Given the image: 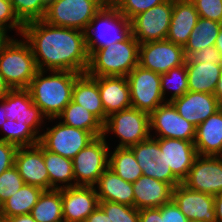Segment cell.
I'll return each instance as SVG.
<instances>
[{
  "mask_svg": "<svg viewBox=\"0 0 222 222\" xmlns=\"http://www.w3.org/2000/svg\"><path fill=\"white\" fill-rule=\"evenodd\" d=\"M106 137H96L72 159L75 186H94L108 168L110 147Z\"/></svg>",
  "mask_w": 222,
  "mask_h": 222,
  "instance_id": "obj_8",
  "label": "cell"
},
{
  "mask_svg": "<svg viewBox=\"0 0 222 222\" xmlns=\"http://www.w3.org/2000/svg\"><path fill=\"white\" fill-rule=\"evenodd\" d=\"M214 95L217 97L219 102L222 104V64H221V75H220Z\"/></svg>",
  "mask_w": 222,
  "mask_h": 222,
  "instance_id": "obj_53",
  "label": "cell"
},
{
  "mask_svg": "<svg viewBox=\"0 0 222 222\" xmlns=\"http://www.w3.org/2000/svg\"><path fill=\"white\" fill-rule=\"evenodd\" d=\"M1 128L5 130V134L0 140L17 147L33 146L40 142V135L27 124L18 123L16 120L7 119Z\"/></svg>",
  "mask_w": 222,
  "mask_h": 222,
  "instance_id": "obj_34",
  "label": "cell"
},
{
  "mask_svg": "<svg viewBox=\"0 0 222 222\" xmlns=\"http://www.w3.org/2000/svg\"><path fill=\"white\" fill-rule=\"evenodd\" d=\"M182 184L212 196L222 194V156L198 155Z\"/></svg>",
  "mask_w": 222,
  "mask_h": 222,
  "instance_id": "obj_13",
  "label": "cell"
},
{
  "mask_svg": "<svg viewBox=\"0 0 222 222\" xmlns=\"http://www.w3.org/2000/svg\"><path fill=\"white\" fill-rule=\"evenodd\" d=\"M169 2H172V3H176V2H190L192 0H167Z\"/></svg>",
  "mask_w": 222,
  "mask_h": 222,
  "instance_id": "obj_56",
  "label": "cell"
},
{
  "mask_svg": "<svg viewBox=\"0 0 222 222\" xmlns=\"http://www.w3.org/2000/svg\"><path fill=\"white\" fill-rule=\"evenodd\" d=\"M20 36L29 43L38 70L86 73L89 52L85 32L53 26L42 19L25 23Z\"/></svg>",
  "mask_w": 222,
  "mask_h": 222,
  "instance_id": "obj_1",
  "label": "cell"
},
{
  "mask_svg": "<svg viewBox=\"0 0 222 222\" xmlns=\"http://www.w3.org/2000/svg\"><path fill=\"white\" fill-rule=\"evenodd\" d=\"M215 46L222 56V27L218 33V37L216 38Z\"/></svg>",
  "mask_w": 222,
  "mask_h": 222,
  "instance_id": "obj_55",
  "label": "cell"
},
{
  "mask_svg": "<svg viewBox=\"0 0 222 222\" xmlns=\"http://www.w3.org/2000/svg\"><path fill=\"white\" fill-rule=\"evenodd\" d=\"M151 177L161 182L170 184L173 188L178 184L182 183L171 171L166 167L159 166V163L153 161L151 168Z\"/></svg>",
  "mask_w": 222,
  "mask_h": 222,
  "instance_id": "obj_46",
  "label": "cell"
},
{
  "mask_svg": "<svg viewBox=\"0 0 222 222\" xmlns=\"http://www.w3.org/2000/svg\"><path fill=\"white\" fill-rule=\"evenodd\" d=\"M109 153L110 168L114 173L127 182L134 183L143 175L133 151L129 147H116Z\"/></svg>",
  "mask_w": 222,
  "mask_h": 222,
  "instance_id": "obj_33",
  "label": "cell"
},
{
  "mask_svg": "<svg viewBox=\"0 0 222 222\" xmlns=\"http://www.w3.org/2000/svg\"><path fill=\"white\" fill-rule=\"evenodd\" d=\"M6 118L27 124L38 135L44 119H47L40 108L33 103L27 89H12L5 96Z\"/></svg>",
  "mask_w": 222,
  "mask_h": 222,
  "instance_id": "obj_20",
  "label": "cell"
},
{
  "mask_svg": "<svg viewBox=\"0 0 222 222\" xmlns=\"http://www.w3.org/2000/svg\"><path fill=\"white\" fill-rule=\"evenodd\" d=\"M139 46L131 35L125 41L93 50L86 73L92 77L127 76L139 64Z\"/></svg>",
  "mask_w": 222,
  "mask_h": 222,
  "instance_id": "obj_3",
  "label": "cell"
},
{
  "mask_svg": "<svg viewBox=\"0 0 222 222\" xmlns=\"http://www.w3.org/2000/svg\"><path fill=\"white\" fill-rule=\"evenodd\" d=\"M172 199L188 220L217 222L214 196L191 190L180 183L173 188Z\"/></svg>",
  "mask_w": 222,
  "mask_h": 222,
  "instance_id": "obj_17",
  "label": "cell"
},
{
  "mask_svg": "<svg viewBox=\"0 0 222 222\" xmlns=\"http://www.w3.org/2000/svg\"><path fill=\"white\" fill-rule=\"evenodd\" d=\"M12 89L4 80V77L0 73V100L3 99Z\"/></svg>",
  "mask_w": 222,
  "mask_h": 222,
  "instance_id": "obj_52",
  "label": "cell"
},
{
  "mask_svg": "<svg viewBox=\"0 0 222 222\" xmlns=\"http://www.w3.org/2000/svg\"><path fill=\"white\" fill-rule=\"evenodd\" d=\"M187 63L212 62L222 64V56L216 46L206 47L204 49L192 52L187 58Z\"/></svg>",
  "mask_w": 222,
  "mask_h": 222,
  "instance_id": "obj_43",
  "label": "cell"
},
{
  "mask_svg": "<svg viewBox=\"0 0 222 222\" xmlns=\"http://www.w3.org/2000/svg\"><path fill=\"white\" fill-rule=\"evenodd\" d=\"M150 130L153 138H176L194 142L196 126L179 115L171 102H165L150 115Z\"/></svg>",
  "mask_w": 222,
  "mask_h": 222,
  "instance_id": "obj_15",
  "label": "cell"
},
{
  "mask_svg": "<svg viewBox=\"0 0 222 222\" xmlns=\"http://www.w3.org/2000/svg\"><path fill=\"white\" fill-rule=\"evenodd\" d=\"M163 222H187L188 218L180 211L178 205L172 199L161 206Z\"/></svg>",
  "mask_w": 222,
  "mask_h": 222,
  "instance_id": "obj_45",
  "label": "cell"
},
{
  "mask_svg": "<svg viewBox=\"0 0 222 222\" xmlns=\"http://www.w3.org/2000/svg\"><path fill=\"white\" fill-rule=\"evenodd\" d=\"M159 146L161 153L156 163L171 169L182 182L198 157L194 142L176 138H159Z\"/></svg>",
  "mask_w": 222,
  "mask_h": 222,
  "instance_id": "obj_14",
  "label": "cell"
},
{
  "mask_svg": "<svg viewBox=\"0 0 222 222\" xmlns=\"http://www.w3.org/2000/svg\"><path fill=\"white\" fill-rule=\"evenodd\" d=\"M199 17L222 23V0H192Z\"/></svg>",
  "mask_w": 222,
  "mask_h": 222,
  "instance_id": "obj_41",
  "label": "cell"
},
{
  "mask_svg": "<svg viewBox=\"0 0 222 222\" xmlns=\"http://www.w3.org/2000/svg\"><path fill=\"white\" fill-rule=\"evenodd\" d=\"M222 23L199 17L183 47L186 58L195 51L215 45Z\"/></svg>",
  "mask_w": 222,
  "mask_h": 222,
  "instance_id": "obj_32",
  "label": "cell"
},
{
  "mask_svg": "<svg viewBox=\"0 0 222 222\" xmlns=\"http://www.w3.org/2000/svg\"><path fill=\"white\" fill-rule=\"evenodd\" d=\"M15 15L23 23L42 20L50 0H10Z\"/></svg>",
  "mask_w": 222,
  "mask_h": 222,
  "instance_id": "obj_37",
  "label": "cell"
},
{
  "mask_svg": "<svg viewBox=\"0 0 222 222\" xmlns=\"http://www.w3.org/2000/svg\"><path fill=\"white\" fill-rule=\"evenodd\" d=\"M99 205L94 186H75L62 189L64 222H85Z\"/></svg>",
  "mask_w": 222,
  "mask_h": 222,
  "instance_id": "obj_18",
  "label": "cell"
},
{
  "mask_svg": "<svg viewBox=\"0 0 222 222\" xmlns=\"http://www.w3.org/2000/svg\"><path fill=\"white\" fill-rule=\"evenodd\" d=\"M39 70L27 90L47 120H55L72 101V91L80 73L73 71Z\"/></svg>",
  "mask_w": 222,
  "mask_h": 222,
  "instance_id": "obj_2",
  "label": "cell"
},
{
  "mask_svg": "<svg viewBox=\"0 0 222 222\" xmlns=\"http://www.w3.org/2000/svg\"><path fill=\"white\" fill-rule=\"evenodd\" d=\"M57 118L61 119L64 125L89 131L95 137L103 136V123L93 113L73 101L65 106Z\"/></svg>",
  "mask_w": 222,
  "mask_h": 222,
  "instance_id": "obj_30",
  "label": "cell"
},
{
  "mask_svg": "<svg viewBox=\"0 0 222 222\" xmlns=\"http://www.w3.org/2000/svg\"><path fill=\"white\" fill-rule=\"evenodd\" d=\"M0 127L5 123L7 120L6 118V111H5V97L0 100Z\"/></svg>",
  "mask_w": 222,
  "mask_h": 222,
  "instance_id": "obj_54",
  "label": "cell"
},
{
  "mask_svg": "<svg viewBox=\"0 0 222 222\" xmlns=\"http://www.w3.org/2000/svg\"><path fill=\"white\" fill-rule=\"evenodd\" d=\"M166 0H109V2L128 20Z\"/></svg>",
  "mask_w": 222,
  "mask_h": 222,
  "instance_id": "obj_39",
  "label": "cell"
},
{
  "mask_svg": "<svg viewBox=\"0 0 222 222\" xmlns=\"http://www.w3.org/2000/svg\"><path fill=\"white\" fill-rule=\"evenodd\" d=\"M43 191L40 187L23 184L13 196L0 206V213L5 219L30 214Z\"/></svg>",
  "mask_w": 222,
  "mask_h": 222,
  "instance_id": "obj_29",
  "label": "cell"
},
{
  "mask_svg": "<svg viewBox=\"0 0 222 222\" xmlns=\"http://www.w3.org/2000/svg\"><path fill=\"white\" fill-rule=\"evenodd\" d=\"M188 91L214 94L221 75V64L187 63Z\"/></svg>",
  "mask_w": 222,
  "mask_h": 222,
  "instance_id": "obj_27",
  "label": "cell"
},
{
  "mask_svg": "<svg viewBox=\"0 0 222 222\" xmlns=\"http://www.w3.org/2000/svg\"><path fill=\"white\" fill-rule=\"evenodd\" d=\"M99 201H110L134 207V192L127 182L107 168L94 185Z\"/></svg>",
  "mask_w": 222,
  "mask_h": 222,
  "instance_id": "obj_24",
  "label": "cell"
},
{
  "mask_svg": "<svg viewBox=\"0 0 222 222\" xmlns=\"http://www.w3.org/2000/svg\"><path fill=\"white\" fill-rule=\"evenodd\" d=\"M112 132L120 139L116 147H130L150 138L149 114L130 107L110 114L103 124V136Z\"/></svg>",
  "mask_w": 222,
  "mask_h": 222,
  "instance_id": "obj_7",
  "label": "cell"
},
{
  "mask_svg": "<svg viewBox=\"0 0 222 222\" xmlns=\"http://www.w3.org/2000/svg\"><path fill=\"white\" fill-rule=\"evenodd\" d=\"M14 165L25 184L50 190L49 174L44 163V147L40 143L18 147Z\"/></svg>",
  "mask_w": 222,
  "mask_h": 222,
  "instance_id": "obj_16",
  "label": "cell"
},
{
  "mask_svg": "<svg viewBox=\"0 0 222 222\" xmlns=\"http://www.w3.org/2000/svg\"><path fill=\"white\" fill-rule=\"evenodd\" d=\"M198 19L199 14L191 1L173 3V12L166 39L184 47Z\"/></svg>",
  "mask_w": 222,
  "mask_h": 222,
  "instance_id": "obj_25",
  "label": "cell"
},
{
  "mask_svg": "<svg viewBox=\"0 0 222 222\" xmlns=\"http://www.w3.org/2000/svg\"><path fill=\"white\" fill-rule=\"evenodd\" d=\"M187 222H200V221H196V220H188Z\"/></svg>",
  "mask_w": 222,
  "mask_h": 222,
  "instance_id": "obj_58",
  "label": "cell"
},
{
  "mask_svg": "<svg viewBox=\"0 0 222 222\" xmlns=\"http://www.w3.org/2000/svg\"><path fill=\"white\" fill-rule=\"evenodd\" d=\"M139 222H163L161 217V207L140 209Z\"/></svg>",
  "mask_w": 222,
  "mask_h": 222,
  "instance_id": "obj_47",
  "label": "cell"
},
{
  "mask_svg": "<svg viewBox=\"0 0 222 222\" xmlns=\"http://www.w3.org/2000/svg\"><path fill=\"white\" fill-rule=\"evenodd\" d=\"M194 144L198 155L222 156V108L196 127Z\"/></svg>",
  "mask_w": 222,
  "mask_h": 222,
  "instance_id": "obj_23",
  "label": "cell"
},
{
  "mask_svg": "<svg viewBox=\"0 0 222 222\" xmlns=\"http://www.w3.org/2000/svg\"><path fill=\"white\" fill-rule=\"evenodd\" d=\"M0 222H5V218L2 216L1 213H0Z\"/></svg>",
  "mask_w": 222,
  "mask_h": 222,
  "instance_id": "obj_57",
  "label": "cell"
},
{
  "mask_svg": "<svg viewBox=\"0 0 222 222\" xmlns=\"http://www.w3.org/2000/svg\"><path fill=\"white\" fill-rule=\"evenodd\" d=\"M109 0H50L44 21L86 32L90 21Z\"/></svg>",
  "mask_w": 222,
  "mask_h": 222,
  "instance_id": "obj_6",
  "label": "cell"
},
{
  "mask_svg": "<svg viewBox=\"0 0 222 222\" xmlns=\"http://www.w3.org/2000/svg\"><path fill=\"white\" fill-rule=\"evenodd\" d=\"M173 3L165 1L130 20L133 37L141 44L165 40L168 34Z\"/></svg>",
  "mask_w": 222,
  "mask_h": 222,
  "instance_id": "obj_11",
  "label": "cell"
},
{
  "mask_svg": "<svg viewBox=\"0 0 222 222\" xmlns=\"http://www.w3.org/2000/svg\"><path fill=\"white\" fill-rule=\"evenodd\" d=\"M44 163L49 174L50 190L75 187L74 169L71 159L52 153L44 148Z\"/></svg>",
  "mask_w": 222,
  "mask_h": 222,
  "instance_id": "obj_28",
  "label": "cell"
},
{
  "mask_svg": "<svg viewBox=\"0 0 222 222\" xmlns=\"http://www.w3.org/2000/svg\"><path fill=\"white\" fill-rule=\"evenodd\" d=\"M85 34L90 54L95 49L127 40L132 31L130 21L108 1L90 21Z\"/></svg>",
  "mask_w": 222,
  "mask_h": 222,
  "instance_id": "obj_5",
  "label": "cell"
},
{
  "mask_svg": "<svg viewBox=\"0 0 222 222\" xmlns=\"http://www.w3.org/2000/svg\"><path fill=\"white\" fill-rule=\"evenodd\" d=\"M96 137L89 131L64 125L59 121L54 127L40 134V144L48 151L73 159L79 151Z\"/></svg>",
  "mask_w": 222,
  "mask_h": 222,
  "instance_id": "obj_10",
  "label": "cell"
},
{
  "mask_svg": "<svg viewBox=\"0 0 222 222\" xmlns=\"http://www.w3.org/2000/svg\"><path fill=\"white\" fill-rule=\"evenodd\" d=\"M180 116L196 127L222 108L214 94L187 91L170 101Z\"/></svg>",
  "mask_w": 222,
  "mask_h": 222,
  "instance_id": "obj_19",
  "label": "cell"
},
{
  "mask_svg": "<svg viewBox=\"0 0 222 222\" xmlns=\"http://www.w3.org/2000/svg\"><path fill=\"white\" fill-rule=\"evenodd\" d=\"M186 56L182 46L171 41L160 40L141 43L139 64L142 68L162 74L185 64Z\"/></svg>",
  "mask_w": 222,
  "mask_h": 222,
  "instance_id": "obj_12",
  "label": "cell"
},
{
  "mask_svg": "<svg viewBox=\"0 0 222 222\" xmlns=\"http://www.w3.org/2000/svg\"><path fill=\"white\" fill-rule=\"evenodd\" d=\"M5 222H36L30 214L18 215L6 218Z\"/></svg>",
  "mask_w": 222,
  "mask_h": 222,
  "instance_id": "obj_50",
  "label": "cell"
},
{
  "mask_svg": "<svg viewBox=\"0 0 222 222\" xmlns=\"http://www.w3.org/2000/svg\"><path fill=\"white\" fill-rule=\"evenodd\" d=\"M129 148L133 151L143 175L151 177L153 161L156 162L157 157H159L161 153L159 138H153L151 136L147 140L132 145Z\"/></svg>",
  "mask_w": 222,
  "mask_h": 222,
  "instance_id": "obj_36",
  "label": "cell"
},
{
  "mask_svg": "<svg viewBox=\"0 0 222 222\" xmlns=\"http://www.w3.org/2000/svg\"><path fill=\"white\" fill-rule=\"evenodd\" d=\"M72 101L93 113L103 124L106 122L108 116L100 97L98 77H92L87 73L80 74L75 80Z\"/></svg>",
  "mask_w": 222,
  "mask_h": 222,
  "instance_id": "obj_26",
  "label": "cell"
},
{
  "mask_svg": "<svg viewBox=\"0 0 222 222\" xmlns=\"http://www.w3.org/2000/svg\"><path fill=\"white\" fill-rule=\"evenodd\" d=\"M99 206L111 222H139V210L135 207L110 201H99Z\"/></svg>",
  "mask_w": 222,
  "mask_h": 222,
  "instance_id": "obj_38",
  "label": "cell"
},
{
  "mask_svg": "<svg viewBox=\"0 0 222 222\" xmlns=\"http://www.w3.org/2000/svg\"><path fill=\"white\" fill-rule=\"evenodd\" d=\"M214 208L217 222H222V194L214 196Z\"/></svg>",
  "mask_w": 222,
  "mask_h": 222,
  "instance_id": "obj_49",
  "label": "cell"
},
{
  "mask_svg": "<svg viewBox=\"0 0 222 222\" xmlns=\"http://www.w3.org/2000/svg\"><path fill=\"white\" fill-rule=\"evenodd\" d=\"M134 192V207L138 210L144 208H160L172 200L173 187L158 181L155 178L142 175L132 183Z\"/></svg>",
  "mask_w": 222,
  "mask_h": 222,
  "instance_id": "obj_21",
  "label": "cell"
},
{
  "mask_svg": "<svg viewBox=\"0 0 222 222\" xmlns=\"http://www.w3.org/2000/svg\"><path fill=\"white\" fill-rule=\"evenodd\" d=\"M85 222H111L108 215L98 205L97 208L88 215Z\"/></svg>",
  "mask_w": 222,
  "mask_h": 222,
  "instance_id": "obj_48",
  "label": "cell"
},
{
  "mask_svg": "<svg viewBox=\"0 0 222 222\" xmlns=\"http://www.w3.org/2000/svg\"><path fill=\"white\" fill-rule=\"evenodd\" d=\"M22 40L12 38L0 52V73L11 89H27L39 71L29 43Z\"/></svg>",
  "mask_w": 222,
  "mask_h": 222,
  "instance_id": "obj_4",
  "label": "cell"
},
{
  "mask_svg": "<svg viewBox=\"0 0 222 222\" xmlns=\"http://www.w3.org/2000/svg\"><path fill=\"white\" fill-rule=\"evenodd\" d=\"M30 215L36 222H64L62 189L44 190Z\"/></svg>",
  "mask_w": 222,
  "mask_h": 222,
  "instance_id": "obj_31",
  "label": "cell"
},
{
  "mask_svg": "<svg viewBox=\"0 0 222 222\" xmlns=\"http://www.w3.org/2000/svg\"><path fill=\"white\" fill-rule=\"evenodd\" d=\"M17 149L16 145L0 140V174L14 166Z\"/></svg>",
  "mask_w": 222,
  "mask_h": 222,
  "instance_id": "obj_44",
  "label": "cell"
},
{
  "mask_svg": "<svg viewBox=\"0 0 222 222\" xmlns=\"http://www.w3.org/2000/svg\"><path fill=\"white\" fill-rule=\"evenodd\" d=\"M5 28L0 27V52L11 41L13 37H9Z\"/></svg>",
  "mask_w": 222,
  "mask_h": 222,
  "instance_id": "obj_51",
  "label": "cell"
},
{
  "mask_svg": "<svg viewBox=\"0 0 222 222\" xmlns=\"http://www.w3.org/2000/svg\"><path fill=\"white\" fill-rule=\"evenodd\" d=\"M24 181L14 165L0 174V206L13 196L22 186Z\"/></svg>",
  "mask_w": 222,
  "mask_h": 222,
  "instance_id": "obj_40",
  "label": "cell"
},
{
  "mask_svg": "<svg viewBox=\"0 0 222 222\" xmlns=\"http://www.w3.org/2000/svg\"><path fill=\"white\" fill-rule=\"evenodd\" d=\"M161 93L165 101L170 102L175 98L181 97L188 91V77L185 64L170 69L167 73L160 74ZM166 89L173 91L170 99L166 100Z\"/></svg>",
  "mask_w": 222,
  "mask_h": 222,
  "instance_id": "obj_35",
  "label": "cell"
},
{
  "mask_svg": "<svg viewBox=\"0 0 222 222\" xmlns=\"http://www.w3.org/2000/svg\"><path fill=\"white\" fill-rule=\"evenodd\" d=\"M133 108L151 114L165 99L161 93L160 74L137 65L127 76Z\"/></svg>",
  "mask_w": 222,
  "mask_h": 222,
  "instance_id": "obj_9",
  "label": "cell"
},
{
  "mask_svg": "<svg viewBox=\"0 0 222 222\" xmlns=\"http://www.w3.org/2000/svg\"><path fill=\"white\" fill-rule=\"evenodd\" d=\"M98 88L107 116L132 107L130 86L126 76L98 77Z\"/></svg>",
  "mask_w": 222,
  "mask_h": 222,
  "instance_id": "obj_22",
  "label": "cell"
},
{
  "mask_svg": "<svg viewBox=\"0 0 222 222\" xmlns=\"http://www.w3.org/2000/svg\"><path fill=\"white\" fill-rule=\"evenodd\" d=\"M0 27L6 30L16 29L22 35L24 24L15 15L10 0H0Z\"/></svg>",
  "mask_w": 222,
  "mask_h": 222,
  "instance_id": "obj_42",
  "label": "cell"
}]
</instances>
